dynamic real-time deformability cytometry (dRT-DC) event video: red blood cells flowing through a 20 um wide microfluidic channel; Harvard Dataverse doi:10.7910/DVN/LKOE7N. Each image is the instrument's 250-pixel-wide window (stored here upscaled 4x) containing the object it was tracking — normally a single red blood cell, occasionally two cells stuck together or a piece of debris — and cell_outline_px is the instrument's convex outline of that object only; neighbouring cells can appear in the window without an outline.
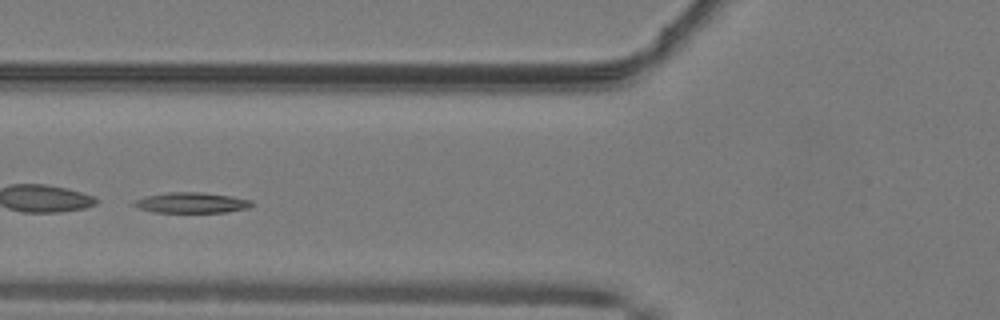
{"species": "common noctule bat (a hibernating species)", "species_latin": "Nyctalus noctula", "temperature_condition": "warm", "stored_images_in_passage": 36, "camera_frame_rate_fps": 3000, "um_per_image_px": 0.085, "animal": {"sex": "male", "body_mass_g": 19.2, "forearm_length_mm": 51.8}, "frame": {"image": 1, "passage_image": 6, "time_ms": 1.667, "image_size_px": [1000, 320], "cell_outline_px": [[252, 204], [248, 208], [228, 212], [152, 212], [136, 208], [132, 204], [132, 200], [144, 196], [168, 192], [200, 192], [232, 196], [252, 200]], "centroid_in_image_um": [16.21, 17.23], "position_along_channel_um": 109.6, "area_um2": 14.28}, "authors_computed_cell_mechanics": {"area_um2": 14.3055, "velocity_mm_per_s": 4.0727, "shape_relaxation_time_tau1_ms": null, "shape_relaxation_time_tau2_ms": 9.785, "deformation_change_tau1": null, "deformation_change_tau2": 0.143}}